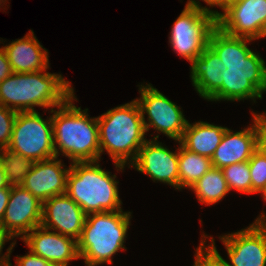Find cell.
I'll use <instances>...</instances> for the list:
<instances>
[{
	"instance_id": "1",
	"label": "cell",
	"mask_w": 266,
	"mask_h": 266,
	"mask_svg": "<svg viewBox=\"0 0 266 266\" xmlns=\"http://www.w3.org/2000/svg\"><path fill=\"white\" fill-rule=\"evenodd\" d=\"M254 40L227 34L220 27L212 30L208 46L227 70L221 72L222 87L208 101L262 100L266 93V62L248 46ZM248 43V44H247Z\"/></svg>"
},
{
	"instance_id": "2",
	"label": "cell",
	"mask_w": 266,
	"mask_h": 266,
	"mask_svg": "<svg viewBox=\"0 0 266 266\" xmlns=\"http://www.w3.org/2000/svg\"><path fill=\"white\" fill-rule=\"evenodd\" d=\"M12 73L0 82V105L16 112L36 111V107L52 110L63 105L75 88L61 74L47 71Z\"/></svg>"
},
{
	"instance_id": "3",
	"label": "cell",
	"mask_w": 266,
	"mask_h": 266,
	"mask_svg": "<svg viewBox=\"0 0 266 266\" xmlns=\"http://www.w3.org/2000/svg\"><path fill=\"white\" fill-rule=\"evenodd\" d=\"M73 94L63 105L50 110L53 123L55 156H65L73 162L100 160L99 127L97 117H90L88 108L74 105ZM61 152V153H60Z\"/></svg>"
},
{
	"instance_id": "4",
	"label": "cell",
	"mask_w": 266,
	"mask_h": 266,
	"mask_svg": "<svg viewBox=\"0 0 266 266\" xmlns=\"http://www.w3.org/2000/svg\"><path fill=\"white\" fill-rule=\"evenodd\" d=\"M99 127L100 159L105 151L115 169L123 172L137 157L147 141L140 107L135 99L107 110L97 117Z\"/></svg>"
},
{
	"instance_id": "5",
	"label": "cell",
	"mask_w": 266,
	"mask_h": 266,
	"mask_svg": "<svg viewBox=\"0 0 266 266\" xmlns=\"http://www.w3.org/2000/svg\"><path fill=\"white\" fill-rule=\"evenodd\" d=\"M131 215L132 212L123 210L86 215L77 241L78 254L86 266L111 265L117 252L127 250L124 245Z\"/></svg>"
},
{
	"instance_id": "6",
	"label": "cell",
	"mask_w": 266,
	"mask_h": 266,
	"mask_svg": "<svg viewBox=\"0 0 266 266\" xmlns=\"http://www.w3.org/2000/svg\"><path fill=\"white\" fill-rule=\"evenodd\" d=\"M116 177L100 161L70 162L66 194L86 215L123 210Z\"/></svg>"
},
{
	"instance_id": "7",
	"label": "cell",
	"mask_w": 266,
	"mask_h": 266,
	"mask_svg": "<svg viewBox=\"0 0 266 266\" xmlns=\"http://www.w3.org/2000/svg\"><path fill=\"white\" fill-rule=\"evenodd\" d=\"M200 244L221 266H266V214L264 211L248 227L237 232L225 233L218 238L224 244L229 261L218 252L215 239L201 235ZM207 238L210 241L207 244Z\"/></svg>"
},
{
	"instance_id": "8",
	"label": "cell",
	"mask_w": 266,
	"mask_h": 266,
	"mask_svg": "<svg viewBox=\"0 0 266 266\" xmlns=\"http://www.w3.org/2000/svg\"><path fill=\"white\" fill-rule=\"evenodd\" d=\"M145 85H138L140 98L135 100L141 110L146 134L152 128L158 134L151 139L158 140L160 133H163L169 139L179 142L188 123L183 115V109L154 88L151 83Z\"/></svg>"
},
{
	"instance_id": "9",
	"label": "cell",
	"mask_w": 266,
	"mask_h": 266,
	"mask_svg": "<svg viewBox=\"0 0 266 266\" xmlns=\"http://www.w3.org/2000/svg\"><path fill=\"white\" fill-rule=\"evenodd\" d=\"M8 148L35 162L55 157L51 115L44 119L38 111L17 112Z\"/></svg>"
},
{
	"instance_id": "10",
	"label": "cell",
	"mask_w": 266,
	"mask_h": 266,
	"mask_svg": "<svg viewBox=\"0 0 266 266\" xmlns=\"http://www.w3.org/2000/svg\"><path fill=\"white\" fill-rule=\"evenodd\" d=\"M216 25L217 20L210 14L185 5L170 31L172 50L191 63L208 46L210 34Z\"/></svg>"
},
{
	"instance_id": "11",
	"label": "cell",
	"mask_w": 266,
	"mask_h": 266,
	"mask_svg": "<svg viewBox=\"0 0 266 266\" xmlns=\"http://www.w3.org/2000/svg\"><path fill=\"white\" fill-rule=\"evenodd\" d=\"M179 146L173 152L158 140L149 139L139 149L134 168L146 174L153 182L167 184L179 190Z\"/></svg>"
},
{
	"instance_id": "12",
	"label": "cell",
	"mask_w": 266,
	"mask_h": 266,
	"mask_svg": "<svg viewBox=\"0 0 266 266\" xmlns=\"http://www.w3.org/2000/svg\"><path fill=\"white\" fill-rule=\"evenodd\" d=\"M217 26L229 35L254 42L265 38L266 0H240L217 19Z\"/></svg>"
},
{
	"instance_id": "13",
	"label": "cell",
	"mask_w": 266,
	"mask_h": 266,
	"mask_svg": "<svg viewBox=\"0 0 266 266\" xmlns=\"http://www.w3.org/2000/svg\"><path fill=\"white\" fill-rule=\"evenodd\" d=\"M43 203L21 185L11 186L8 204L1 225L14 239H22L35 227L41 226Z\"/></svg>"
},
{
	"instance_id": "14",
	"label": "cell",
	"mask_w": 266,
	"mask_h": 266,
	"mask_svg": "<svg viewBox=\"0 0 266 266\" xmlns=\"http://www.w3.org/2000/svg\"><path fill=\"white\" fill-rule=\"evenodd\" d=\"M29 251L55 266H68L73 260L80 259L77 241L71 237L35 227L22 239Z\"/></svg>"
},
{
	"instance_id": "15",
	"label": "cell",
	"mask_w": 266,
	"mask_h": 266,
	"mask_svg": "<svg viewBox=\"0 0 266 266\" xmlns=\"http://www.w3.org/2000/svg\"><path fill=\"white\" fill-rule=\"evenodd\" d=\"M85 220V212L66 193L53 196L43 203L41 226L45 229L78 241Z\"/></svg>"
},
{
	"instance_id": "16",
	"label": "cell",
	"mask_w": 266,
	"mask_h": 266,
	"mask_svg": "<svg viewBox=\"0 0 266 266\" xmlns=\"http://www.w3.org/2000/svg\"><path fill=\"white\" fill-rule=\"evenodd\" d=\"M69 170L70 166L66 168L57 156L36 161L21 186L44 203L53 196L66 193Z\"/></svg>"
},
{
	"instance_id": "17",
	"label": "cell",
	"mask_w": 266,
	"mask_h": 266,
	"mask_svg": "<svg viewBox=\"0 0 266 266\" xmlns=\"http://www.w3.org/2000/svg\"><path fill=\"white\" fill-rule=\"evenodd\" d=\"M253 123L239 131L227 128L220 144L211 157L214 168L223 169L231 164L248 161L259 147V127L252 116Z\"/></svg>"
},
{
	"instance_id": "18",
	"label": "cell",
	"mask_w": 266,
	"mask_h": 266,
	"mask_svg": "<svg viewBox=\"0 0 266 266\" xmlns=\"http://www.w3.org/2000/svg\"><path fill=\"white\" fill-rule=\"evenodd\" d=\"M9 42L2 47L13 73L36 72L50 66L48 50L41 45L33 30H29L23 38Z\"/></svg>"
},
{
	"instance_id": "19",
	"label": "cell",
	"mask_w": 266,
	"mask_h": 266,
	"mask_svg": "<svg viewBox=\"0 0 266 266\" xmlns=\"http://www.w3.org/2000/svg\"><path fill=\"white\" fill-rule=\"evenodd\" d=\"M190 65L192 85L199 96L208 101L222 87L221 72L227 68L209 46Z\"/></svg>"
},
{
	"instance_id": "20",
	"label": "cell",
	"mask_w": 266,
	"mask_h": 266,
	"mask_svg": "<svg viewBox=\"0 0 266 266\" xmlns=\"http://www.w3.org/2000/svg\"><path fill=\"white\" fill-rule=\"evenodd\" d=\"M227 127L209 122L188 121L180 144L191 152L211 158L220 144Z\"/></svg>"
},
{
	"instance_id": "21",
	"label": "cell",
	"mask_w": 266,
	"mask_h": 266,
	"mask_svg": "<svg viewBox=\"0 0 266 266\" xmlns=\"http://www.w3.org/2000/svg\"><path fill=\"white\" fill-rule=\"evenodd\" d=\"M179 144V191L196 184L211 168V158L196 154Z\"/></svg>"
},
{
	"instance_id": "22",
	"label": "cell",
	"mask_w": 266,
	"mask_h": 266,
	"mask_svg": "<svg viewBox=\"0 0 266 266\" xmlns=\"http://www.w3.org/2000/svg\"><path fill=\"white\" fill-rule=\"evenodd\" d=\"M200 203L214 205L222 201L230 192L222 169L211 168L190 188Z\"/></svg>"
},
{
	"instance_id": "23",
	"label": "cell",
	"mask_w": 266,
	"mask_h": 266,
	"mask_svg": "<svg viewBox=\"0 0 266 266\" xmlns=\"http://www.w3.org/2000/svg\"><path fill=\"white\" fill-rule=\"evenodd\" d=\"M0 163L5 171L6 181L9 186H18L32 170L35 161L19 155L11 149H0Z\"/></svg>"
},
{
	"instance_id": "24",
	"label": "cell",
	"mask_w": 266,
	"mask_h": 266,
	"mask_svg": "<svg viewBox=\"0 0 266 266\" xmlns=\"http://www.w3.org/2000/svg\"><path fill=\"white\" fill-rule=\"evenodd\" d=\"M222 171L230 191L251 194V173L248 161L231 164L224 167Z\"/></svg>"
},
{
	"instance_id": "25",
	"label": "cell",
	"mask_w": 266,
	"mask_h": 266,
	"mask_svg": "<svg viewBox=\"0 0 266 266\" xmlns=\"http://www.w3.org/2000/svg\"><path fill=\"white\" fill-rule=\"evenodd\" d=\"M251 173V194L266 188V154L258 147L248 160Z\"/></svg>"
},
{
	"instance_id": "26",
	"label": "cell",
	"mask_w": 266,
	"mask_h": 266,
	"mask_svg": "<svg viewBox=\"0 0 266 266\" xmlns=\"http://www.w3.org/2000/svg\"><path fill=\"white\" fill-rule=\"evenodd\" d=\"M16 115V111L0 105V149L10 144Z\"/></svg>"
},
{
	"instance_id": "27",
	"label": "cell",
	"mask_w": 266,
	"mask_h": 266,
	"mask_svg": "<svg viewBox=\"0 0 266 266\" xmlns=\"http://www.w3.org/2000/svg\"><path fill=\"white\" fill-rule=\"evenodd\" d=\"M15 261V266H55L51 262H48L44 258L35 255L30 251H28V253L23 256L17 255Z\"/></svg>"
},
{
	"instance_id": "28",
	"label": "cell",
	"mask_w": 266,
	"mask_h": 266,
	"mask_svg": "<svg viewBox=\"0 0 266 266\" xmlns=\"http://www.w3.org/2000/svg\"><path fill=\"white\" fill-rule=\"evenodd\" d=\"M206 3L207 6H202L199 0H188L186 2V6L197 9L199 11H202L204 13L210 14L213 16L216 20L219 18V12L216 10L210 9L215 7L221 8V0H202Z\"/></svg>"
},
{
	"instance_id": "29",
	"label": "cell",
	"mask_w": 266,
	"mask_h": 266,
	"mask_svg": "<svg viewBox=\"0 0 266 266\" xmlns=\"http://www.w3.org/2000/svg\"><path fill=\"white\" fill-rule=\"evenodd\" d=\"M194 256L195 260L192 266H221L201 244L196 248Z\"/></svg>"
},
{
	"instance_id": "30",
	"label": "cell",
	"mask_w": 266,
	"mask_h": 266,
	"mask_svg": "<svg viewBox=\"0 0 266 266\" xmlns=\"http://www.w3.org/2000/svg\"><path fill=\"white\" fill-rule=\"evenodd\" d=\"M12 240V242L10 243V246H8L6 252L3 254V248L5 246V243ZM16 240H14L2 227V225L0 224V264L2 263H6L8 261H10V255L16 245Z\"/></svg>"
},
{
	"instance_id": "31",
	"label": "cell",
	"mask_w": 266,
	"mask_h": 266,
	"mask_svg": "<svg viewBox=\"0 0 266 266\" xmlns=\"http://www.w3.org/2000/svg\"><path fill=\"white\" fill-rule=\"evenodd\" d=\"M5 41L0 40V44H4ZM13 73L10 63L8 61L6 52L4 51L3 47H0V82L5 80L8 76Z\"/></svg>"
},
{
	"instance_id": "32",
	"label": "cell",
	"mask_w": 266,
	"mask_h": 266,
	"mask_svg": "<svg viewBox=\"0 0 266 266\" xmlns=\"http://www.w3.org/2000/svg\"><path fill=\"white\" fill-rule=\"evenodd\" d=\"M10 192H11V186L0 188V224L8 204Z\"/></svg>"
},
{
	"instance_id": "33",
	"label": "cell",
	"mask_w": 266,
	"mask_h": 266,
	"mask_svg": "<svg viewBox=\"0 0 266 266\" xmlns=\"http://www.w3.org/2000/svg\"><path fill=\"white\" fill-rule=\"evenodd\" d=\"M251 114L258 123L259 131H266V111L261 114L252 111Z\"/></svg>"
},
{
	"instance_id": "34",
	"label": "cell",
	"mask_w": 266,
	"mask_h": 266,
	"mask_svg": "<svg viewBox=\"0 0 266 266\" xmlns=\"http://www.w3.org/2000/svg\"><path fill=\"white\" fill-rule=\"evenodd\" d=\"M240 0H221V10L219 11V17L227 10L231 5L239 2Z\"/></svg>"
},
{
	"instance_id": "35",
	"label": "cell",
	"mask_w": 266,
	"mask_h": 266,
	"mask_svg": "<svg viewBox=\"0 0 266 266\" xmlns=\"http://www.w3.org/2000/svg\"><path fill=\"white\" fill-rule=\"evenodd\" d=\"M259 148L266 154V131H259Z\"/></svg>"
},
{
	"instance_id": "36",
	"label": "cell",
	"mask_w": 266,
	"mask_h": 266,
	"mask_svg": "<svg viewBox=\"0 0 266 266\" xmlns=\"http://www.w3.org/2000/svg\"><path fill=\"white\" fill-rule=\"evenodd\" d=\"M9 187V184L6 181L5 171L2 168L0 163V188Z\"/></svg>"
},
{
	"instance_id": "37",
	"label": "cell",
	"mask_w": 266,
	"mask_h": 266,
	"mask_svg": "<svg viewBox=\"0 0 266 266\" xmlns=\"http://www.w3.org/2000/svg\"><path fill=\"white\" fill-rule=\"evenodd\" d=\"M7 1H8V0H0V9H1V6H2V8L5 7V5H6V6H9V5H7V3H6Z\"/></svg>"
},
{
	"instance_id": "38",
	"label": "cell",
	"mask_w": 266,
	"mask_h": 266,
	"mask_svg": "<svg viewBox=\"0 0 266 266\" xmlns=\"http://www.w3.org/2000/svg\"><path fill=\"white\" fill-rule=\"evenodd\" d=\"M260 194L262 198L266 201V188Z\"/></svg>"
},
{
	"instance_id": "39",
	"label": "cell",
	"mask_w": 266,
	"mask_h": 266,
	"mask_svg": "<svg viewBox=\"0 0 266 266\" xmlns=\"http://www.w3.org/2000/svg\"><path fill=\"white\" fill-rule=\"evenodd\" d=\"M0 266H13L10 261L0 264Z\"/></svg>"
}]
</instances>
